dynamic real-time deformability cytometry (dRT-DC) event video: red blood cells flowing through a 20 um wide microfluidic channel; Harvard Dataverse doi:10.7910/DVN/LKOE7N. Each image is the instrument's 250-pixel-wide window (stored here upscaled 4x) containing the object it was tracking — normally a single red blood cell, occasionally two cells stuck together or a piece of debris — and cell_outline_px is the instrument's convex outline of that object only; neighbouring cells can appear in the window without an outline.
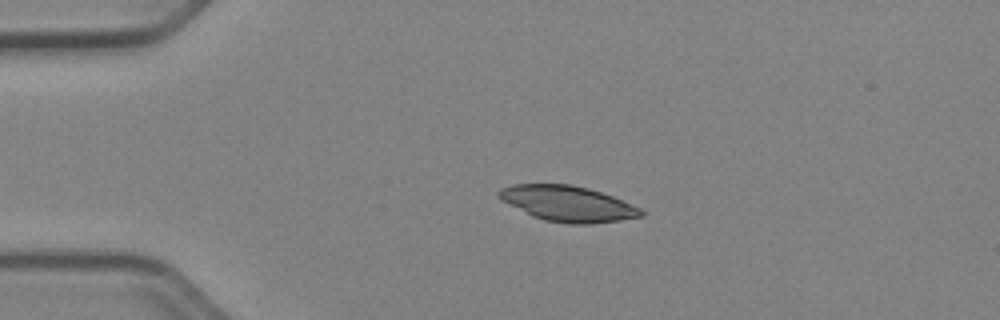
{"species": "Egyptian fruit bat (a non-hibernating species)", "species_latin": "Rousettus aegyptiacus", "temperature_condition": "cold", "stored_images_in_passage": 41, "camera_frame_rate_fps": 3000, "um_per_image_px": 0.085, "animal": {"sex": "female"}, "frame": {"image": 1, "passage_image": 1, "time_ms": 0.0, "image_size_px": [1000, 320], "cell_outline_px": [[644, 216], [620, 220], [592, 224], [568, 224], [544, 220], [532, 216], [500, 200], [496, 196], [496, 192], [500, 188], [512, 184], [572, 184], [588, 188], [612, 196], [640, 208], [644, 212]], "centroid_in_image_um": [48.21, 17.31], "position_along_channel_um": 36.8, "area_um2": 29.65}}
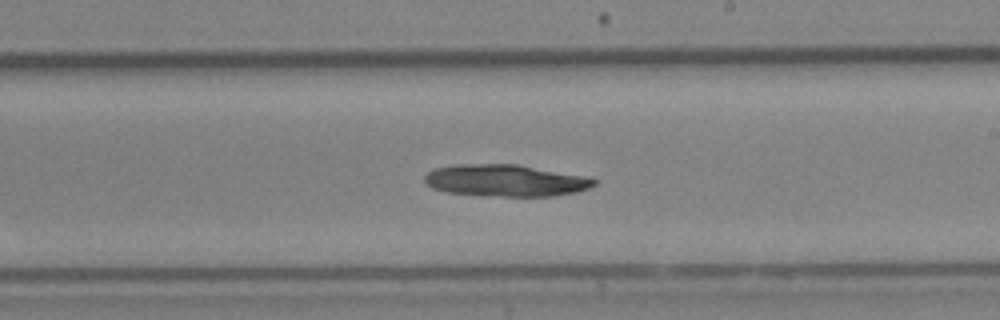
{"frame": {"image": 2, "passage_image": 20, "time_ms": 6.333, "image_size_px": [1000, 320], "cell_outline_px": [[596, 184], [588, 188], [576, 192], [552, 196], [484, 196], [448, 192], [432, 188], [424, 180], [424, 176], [428, 172], [436, 168], [460, 164], [516, 164], [592, 176], [596, 180]], "centroid_in_image_um": [43.03, 15.34], "position_along_channel_um": 246.0, "area_um2": 31.73}}
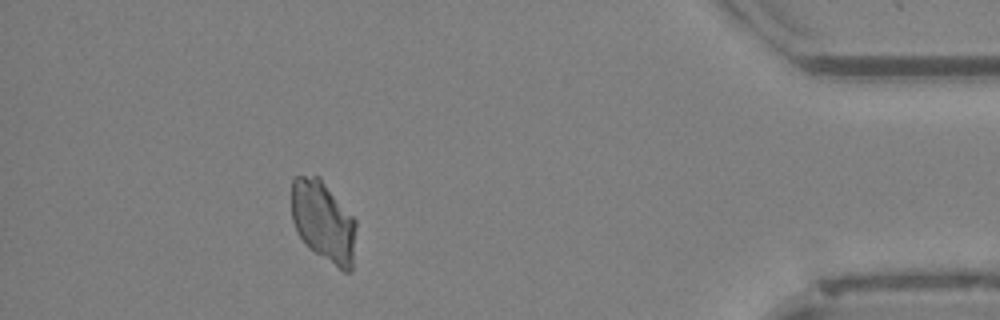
{"frame": {"image": 3, "passage_image": 36, "time_ms": 11.667, "image_size_px": [1000, 320], "cell_outline_px": [[356, 228], [352, 272], [344, 272], [308, 248], [296, 232], [292, 220], [292, 180], [296, 176], [320, 176], [356, 220]], "centroid_in_image_um": [27.49, 18.84], "position_along_channel_um": 407.7, "area_um2": 30.75}}